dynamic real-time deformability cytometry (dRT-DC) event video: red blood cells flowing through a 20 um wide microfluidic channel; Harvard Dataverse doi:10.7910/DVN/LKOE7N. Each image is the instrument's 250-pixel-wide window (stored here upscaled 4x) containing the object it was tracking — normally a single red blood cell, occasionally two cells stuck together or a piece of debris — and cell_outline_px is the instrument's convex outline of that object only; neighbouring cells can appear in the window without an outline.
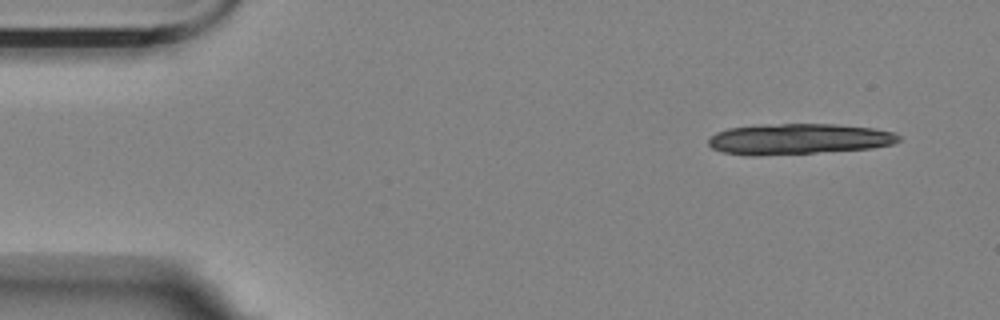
{"species": "Egyptian fruit bat (a non-hibernating species)", "species_latin": "Rousettus aegyptiacus", "temperature_condition": "room temperature", "stored_images_in_passage": 9, "camera_frame_rate_fps": 3000, "um_per_image_px": 0.085, "animal": {"sex": "female"}, "frame": {"image": 1, "passage_image": 1, "time_ms": 0.0, "image_size_px": [1000, 320], "cell_outline_px": [[900, 140], [892, 144], [872, 148], [816, 152], [756, 156], [748, 156], [724, 152], [712, 148], [708, 144], [708, 140], [716, 132], [728, 128], [764, 124], [836, 124], [872, 128], [892, 132], [900, 136]], "centroid_in_image_um": [67.84, 11.81], "position_along_channel_um": 17.2, "area_um2": 33.99}}
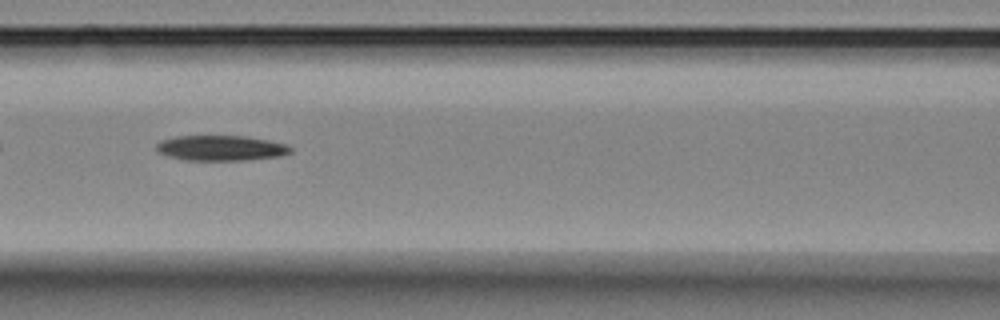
{"frame": {"image": 2, "passage_image": 6, "time_ms": 6.667, "image_size_px": [1000, 320], "cell_outline_px": [[292, 152], [280, 156], [248, 160], [184, 160], [168, 156], [160, 152], [156, 148], [156, 144], [160, 140], [176, 136], [244, 136], [268, 140], [288, 144], [292, 148]], "centroid_in_image_um": [18.8, 12.58], "position_along_channel_um": 147.8, "area_um2": 19.83}}
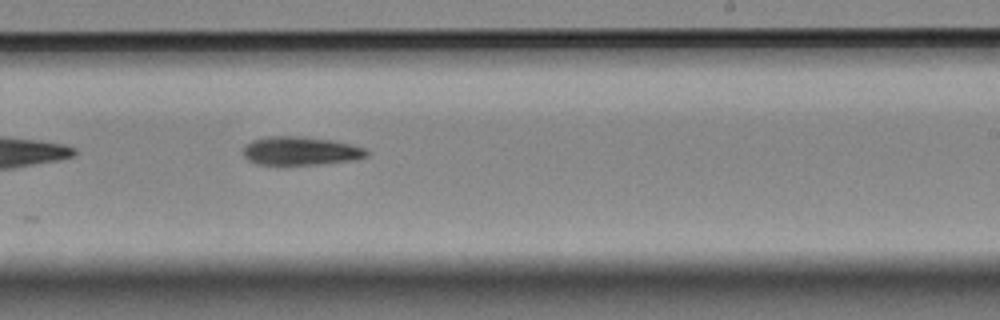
{"frame": {"image": 3, "passage_image": 9, "time_ms": 10.0, "image_size_px": [1000, 320], "cell_outline_px": [[368, 156], [356, 160], [320, 164], [256, 164], [248, 160], [244, 156], [244, 144], [252, 140], [268, 136], [300, 136], [332, 140], [364, 148], [368, 152]], "centroid_in_image_um": [25.53, 12.82], "position_along_channel_um": 263.5, "area_um2": 20.46}}